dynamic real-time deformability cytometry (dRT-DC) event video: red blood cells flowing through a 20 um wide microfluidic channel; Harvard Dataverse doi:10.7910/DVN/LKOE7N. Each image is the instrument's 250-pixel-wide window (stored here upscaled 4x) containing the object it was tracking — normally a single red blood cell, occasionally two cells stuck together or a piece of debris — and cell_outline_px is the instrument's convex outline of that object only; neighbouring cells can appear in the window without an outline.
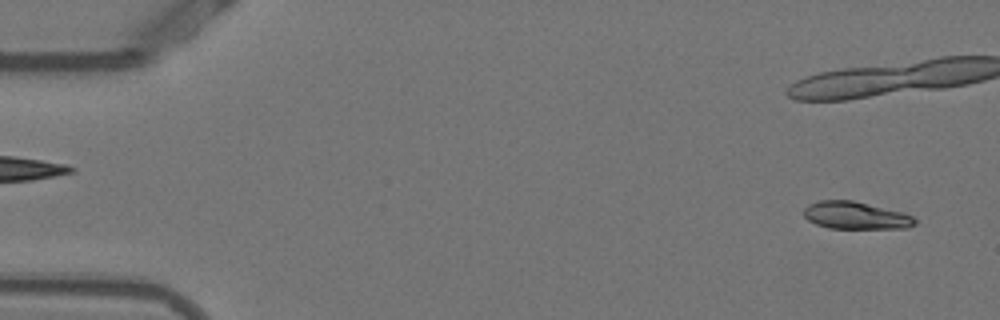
{"species": "Egyptian fruit bat (a non-hibernating species)", "species_latin": "Rousettus aegyptiacus", "temperature_condition": "warm", "stored_images_in_passage": 21, "camera_frame_rate_fps": 3000, "um_per_image_px": 0.085, "animal": {"sex": "female"}, "frame": {"image": 1, "passage_image": 1, "time_ms": 0.0, "image_size_px": [1000, 320], "cell_outline_px": [[916, 224], [908, 228], [828, 228], [816, 224], [808, 220], [804, 216], [804, 208], [808, 204], [820, 200], [852, 200], [904, 212], [912, 216], [916, 220]], "centroid_in_image_um": [72.74, 18.31], "position_along_channel_um": 12.3, "area_um2": 17.8}}